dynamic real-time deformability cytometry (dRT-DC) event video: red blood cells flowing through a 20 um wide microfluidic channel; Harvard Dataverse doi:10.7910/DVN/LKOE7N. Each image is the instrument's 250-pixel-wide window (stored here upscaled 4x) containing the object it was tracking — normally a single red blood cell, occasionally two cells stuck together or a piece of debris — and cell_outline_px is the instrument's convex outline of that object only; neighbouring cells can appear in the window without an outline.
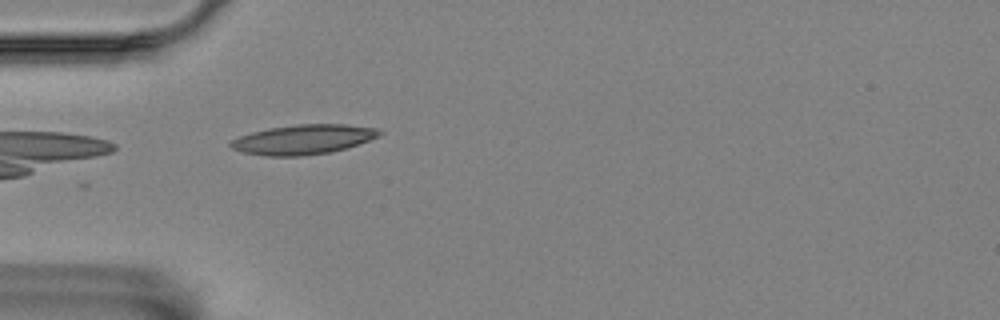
{"species": "Egyptian fruit bat (a non-hibernating species)", "species_latin": "Rousettus aegyptiacus", "temperature_condition": "room temperature", "stored_images_in_passage": 5, "camera_frame_rate_fps": 3000, "um_per_image_px": 0.085, "animal": {"sex": "female"}, "frame": {"image": 1, "passage_image": 5, "time_ms": 1.333, "image_size_px": [1000, 320], "cell_outline_px": [[384, 132], [380, 136], [332, 152], [304, 156], [264, 156], [244, 152], [232, 148], [228, 144], [228, 140], [252, 132], [268, 128], [296, 124], [344, 124], [376, 128]], "centroid_in_image_um": [25.74, 11.85], "position_along_channel_um": 59.3, "area_um2": 25.78}}